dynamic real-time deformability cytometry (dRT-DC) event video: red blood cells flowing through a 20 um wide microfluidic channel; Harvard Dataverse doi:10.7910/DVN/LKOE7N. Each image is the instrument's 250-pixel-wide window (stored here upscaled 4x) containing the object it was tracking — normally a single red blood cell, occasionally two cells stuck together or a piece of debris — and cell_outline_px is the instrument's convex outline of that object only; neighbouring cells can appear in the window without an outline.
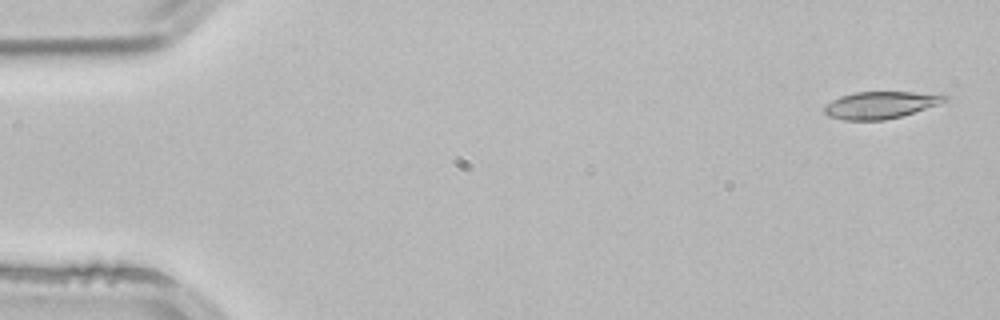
{"species": "common noctule bat (a hibernating species)", "species_latin": "Nyctalus noctula", "temperature_condition": "room temperature", "stored_images_in_passage": 5, "camera_frame_rate_fps": 3000, "um_per_image_px": 0.085, "animal": {"sex": "male", "body_mass_g": 21.5, "forearm_length_mm": 52.0}, "frame": {"image": 1, "passage_image": 1, "time_ms": 0.0, "image_size_px": [1000, 320], "cell_outline_px": [[948, 100], [940, 104], [900, 116], [884, 120], [844, 120], [828, 116], [824, 112], [824, 108], [832, 100], [840, 96], [856, 92], [944, 92], [948, 96]], "centroid_in_image_um": [74.93, 8.9], "position_along_channel_um": 10.1, "area_um2": 19.19}}
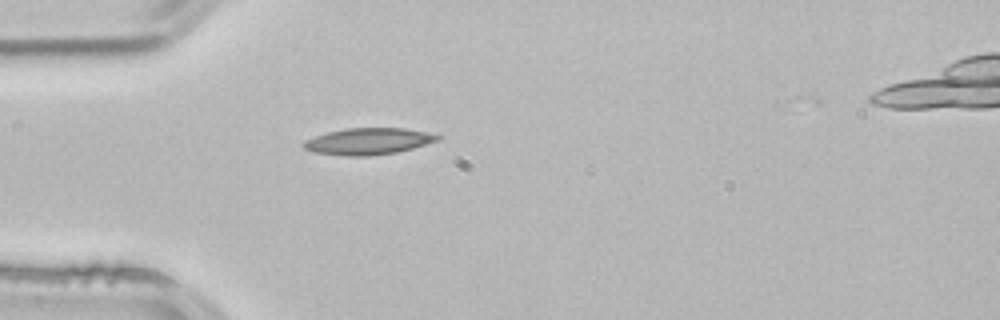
{"frame": {"image": 2, "passage_image": 4, "time_ms": 1.0, "image_size_px": [1000, 320], "cell_outline_px": [[444, 136], [440, 140], [412, 148], [396, 152], [368, 156], [344, 156], [312, 152], [304, 148], [300, 144], [304, 140], [328, 132], [344, 128], [404, 128]], "centroid_in_image_um": [31.27, 12.01], "position_along_channel_um": 53.7, "area_um2": 20.81}}